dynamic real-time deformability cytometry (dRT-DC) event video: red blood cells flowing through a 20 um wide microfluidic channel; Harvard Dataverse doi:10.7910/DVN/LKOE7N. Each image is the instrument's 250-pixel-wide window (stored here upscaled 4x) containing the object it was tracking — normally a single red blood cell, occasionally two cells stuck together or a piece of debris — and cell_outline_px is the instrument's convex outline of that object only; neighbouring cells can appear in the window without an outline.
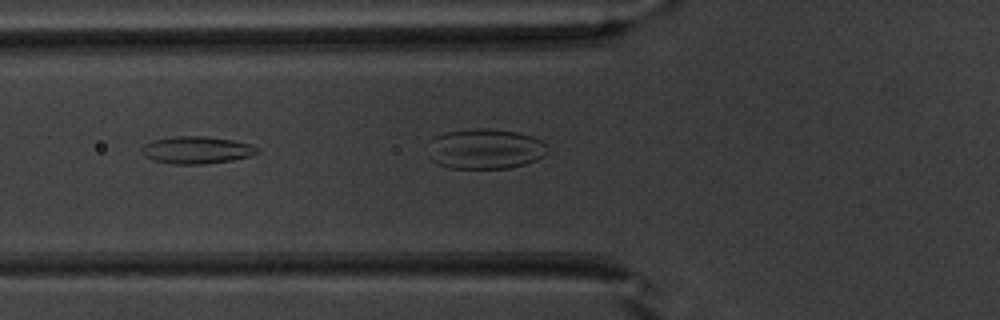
{"species": "common noctule bat (a hibernating species)", "species_latin": "Nyctalus noctula", "temperature_condition": "warm", "stored_images_in_passage": 4, "camera_frame_rate_fps": 3000, "um_per_image_px": 0.085, "animal": {"sex": "male", "body_mass_g": 20.1, "forearm_length_mm": 53.5}, "frame": {"image": 1, "passage_image": 2, "time_ms": 0.333, "image_size_px": [1000, 320], "cell_outline_px": [[260, 152], [252, 156], [232, 160], [204, 164], [172, 164], [152, 160], [144, 156], [140, 152], [140, 148], [144, 144], [152, 140], [176, 136], [208, 136], [232, 140], [252, 144], [260, 148]], "centroid_in_image_um": [16.72, 12.75], "position_along_channel_um": 109.1, "area_um2": 18.73}}